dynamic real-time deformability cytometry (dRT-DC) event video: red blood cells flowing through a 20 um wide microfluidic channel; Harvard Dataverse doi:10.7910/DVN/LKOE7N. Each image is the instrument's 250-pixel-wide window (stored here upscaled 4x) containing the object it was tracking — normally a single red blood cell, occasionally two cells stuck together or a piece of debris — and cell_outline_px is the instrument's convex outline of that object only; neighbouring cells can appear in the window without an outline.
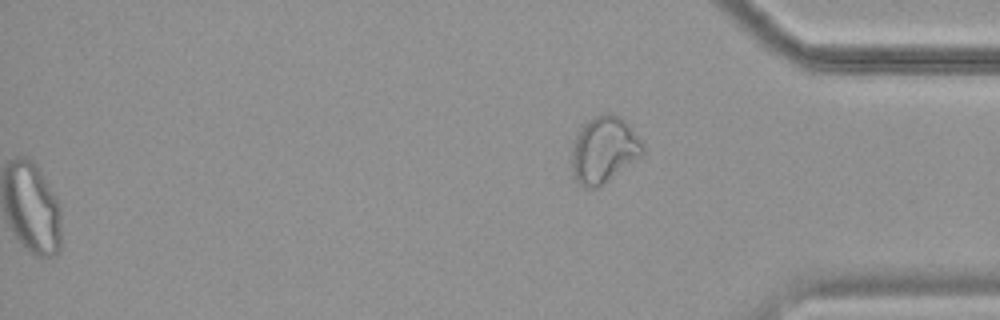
{"species": "common noctule bat (a hibernating species)", "species_latin": "Nyctalus noctula", "temperature_condition": "cold", "stored_images_in_passage": 56, "segment_of_instrument_passage": [2, 2], "camera_frame_rate_fps": 3000, "um_per_image_px": 0.085, "animal": {"sex": "female", "body_mass_g": 19.9}, "frame": {"image": 1, "passage_image": 56, "time_ms": 18.333, "image_size_px": [1000, 320], "cell_outline_px": [[644, 152], [640, 156], [596, 188], [584, 188], [572, 176], [572, 148], [576, 136], [580, 128], [588, 120], [600, 112], [608, 112], [620, 116], [628, 124], [644, 144]], "centroid_in_image_um": [51.31, 12.69], "position_along_channel_um": 383.9, "area_um2": 27.28}}